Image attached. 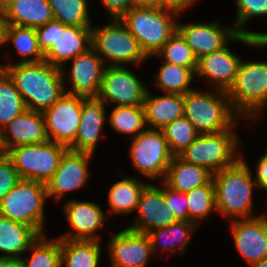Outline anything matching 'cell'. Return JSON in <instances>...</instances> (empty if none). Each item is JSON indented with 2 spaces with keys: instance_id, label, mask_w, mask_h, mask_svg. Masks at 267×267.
<instances>
[{
  "instance_id": "25",
  "label": "cell",
  "mask_w": 267,
  "mask_h": 267,
  "mask_svg": "<svg viewBox=\"0 0 267 267\" xmlns=\"http://www.w3.org/2000/svg\"><path fill=\"white\" fill-rule=\"evenodd\" d=\"M38 237L32 227L0 215V258H22Z\"/></svg>"
},
{
  "instance_id": "32",
  "label": "cell",
  "mask_w": 267,
  "mask_h": 267,
  "mask_svg": "<svg viewBox=\"0 0 267 267\" xmlns=\"http://www.w3.org/2000/svg\"><path fill=\"white\" fill-rule=\"evenodd\" d=\"M26 109L14 81L0 68V132Z\"/></svg>"
},
{
  "instance_id": "44",
  "label": "cell",
  "mask_w": 267,
  "mask_h": 267,
  "mask_svg": "<svg viewBox=\"0 0 267 267\" xmlns=\"http://www.w3.org/2000/svg\"><path fill=\"white\" fill-rule=\"evenodd\" d=\"M255 172L258 187L267 190V151L257 161Z\"/></svg>"
},
{
  "instance_id": "6",
  "label": "cell",
  "mask_w": 267,
  "mask_h": 267,
  "mask_svg": "<svg viewBox=\"0 0 267 267\" xmlns=\"http://www.w3.org/2000/svg\"><path fill=\"white\" fill-rule=\"evenodd\" d=\"M226 93L241 118L259 119L267 105V62L242 59L234 83Z\"/></svg>"
},
{
  "instance_id": "7",
  "label": "cell",
  "mask_w": 267,
  "mask_h": 267,
  "mask_svg": "<svg viewBox=\"0 0 267 267\" xmlns=\"http://www.w3.org/2000/svg\"><path fill=\"white\" fill-rule=\"evenodd\" d=\"M235 125L218 133L198 134L196 139L178 157L203 167L212 174L235 165L241 158Z\"/></svg>"
},
{
  "instance_id": "37",
  "label": "cell",
  "mask_w": 267,
  "mask_h": 267,
  "mask_svg": "<svg viewBox=\"0 0 267 267\" xmlns=\"http://www.w3.org/2000/svg\"><path fill=\"white\" fill-rule=\"evenodd\" d=\"M185 194L188 204L189 222H194L199 226V222L203 218L206 219L210 212L217 211L213 180Z\"/></svg>"
},
{
  "instance_id": "21",
  "label": "cell",
  "mask_w": 267,
  "mask_h": 267,
  "mask_svg": "<svg viewBox=\"0 0 267 267\" xmlns=\"http://www.w3.org/2000/svg\"><path fill=\"white\" fill-rule=\"evenodd\" d=\"M49 140L42 112L26 109L1 131L5 153L19 145L40 144Z\"/></svg>"
},
{
  "instance_id": "34",
  "label": "cell",
  "mask_w": 267,
  "mask_h": 267,
  "mask_svg": "<svg viewBox=\"0 0 267 267\" xmlns=\"http://www.w3.org/2000/svg\"><path fill=\"white\" fill-rule=\"evenodd\" d=\"M30 258H20L23 267H61V239L46 238V234L39 237L30 245Z\"/></svg>"
},
{
  "instance_id": "1",
  "label": "cell",
  "mask_w": 267,
  "mask_h": 267,
  "mask_svg": "<svg viewBox=\"0 0 267 267\" xmlns=\"http://www.w3.org/2000/svg\"><path fill=\"white\" fill-rule=\"evenodd\" d=\"M0 68L14 81L29 110L43 112L65 93V74H68L65 68L46 61L26 64L10 62L8 65L0 64Z\"/></svg>"
},
{
  "instance_id": "14",
  "label": "cell",
  "mask_w": 267,
  "mask_h": 267,
  "mask_svg": "<svg viewBox=\"0 0 267 267\" xmlns=\"http://www.w3.org/2000/svg\"><path fill=\"white\" fill-rule=\"evenodd\" d=\"M88 99L64 93L50 108L42 112L49 140L67 147L75 140L82 106Z\"/></svg>"
},
{
  "instance_id": "48",
  "label": "cell",
  "mask_w": 267,
  "mask_h": 267,
  "mask_svg": "<svg viewBox=\"0 0 267 267\" xmlns=\"http://www.w3.org/2000/svg\"><path fill=\"white\" fill-rule=\"evenodd\" d=\"M172 6L185 11L187 8L192 6L197 0H167Z\"/></svg>"
},
{
  "instance_id": "15",
  "label": "cell",
  "mask_w": 267,
  "mask_h": 267,
  "mask_svg": "<svg viewBox=\"0 0 267 267\" xmlns=\"http://www.w3.org/2000/svg\"><path fill=\"white\" fill-rule=\"evenodd\" d=\"M91 157L92 153L67 149L58 169L45 184L47 197L60 201L66 192L83 188L90 173L88 166Z\"/></svg>"
},
{
  "instance_id": "31",
  "label": "cell",
  "mask_w": 267,
  "mask_h": 267,
  "mask_svg": "<svg viewBox=\"0 0 267 267\" xmlns=\"http://www.w3.org/2000/svg\"><path fill=\"white\" fill-rule=\"evenodd\" d=\"M195 73L189 68L168 62H163L158 70L156 77V85L165 93L184 95L190 88Z\"/></svg>"
},
{
  "instance_id": "10",
  "label": "cell",
  "mask_w": 267,
  "mask_h": 267,
  "mask_svg": "<svg viewBox=\"0 0 267 267\" xmlns=\"http://www.w3.org/2000/svg\"><path fill=\"white\" fill-rule=\"evenodd\" d=\"M67 146L48 140L40 144L19 145L10 148L9 156L20 178L47 183L58 169Z\"/></svg>"
},
{
  "instance_id": "13",
  "label": "cell",
  "mask_w": 267,
  "mask_h": 267,
  "mask_svg": "<svg viewBox=\"0 0 267 267\" xmlns=\"http://www.w3.org/2000/svg\"><path fill=\"white\" fill-rule=\"evenodd\" d=\"M148 88L145 83L124 65L106 66L96 99L116 106L143 105Z\"/></svg>"
},
{
  "instance_id": "51",
  "label": "cell",
  "mask_w": 267,
  "mask_h": 267,
  "mask_svg": "<svg viewBox=\"0 0 267 267\" xmlns=\"http://www.w3.org/2000/svg\"><path fill=\"white\" fill-rule=\"evenodd\" d=\"M250 267H267V258L257 262V263H254V264H251L249 265Z\"/></svg>"
},
{
  "instance_id": "12",
  "label": "cell",
  "mask_w": 267,
  "mask_h": 267,
  "mask_svg": "<svg viewBox=\"0 0 267 267\" xmlns=\"http://www.w3.org/2000/svg\"><path fill=\"white\" fill-rule=\"evenodd\" d=\"M215 21L177 24V31L191 47L197 60L209 53L221 50L231 41L240 42L250 47L255 46L259 41L255 37L238 34L234 27H223L219 21Z\"/></svg>"
},
{
  "instance_id": "36",
  "label": "cell",
  "mask_w": 267,
  "mask_h": 267,
  "mask_svg": "<svg viewBox=\"0 0 267 267\" xmlns=\"http://www.w3.org/2000/svg\"><path fill=\"white\" fill-rule=\"evenodd\" d=\"M54 20L64 25L92 27L88 0H48Z\"/></svg>"
},
{
  "instance_id": "27",
  "label": "cell",
  "mask_w": 267,
  "mask_h": 267,
  "mask_svg": "<svg viewBox=\"0 0 267 267\" xmlns=\"http://www.w3.org/2000/svg\"><path fill=\"white\" fill-rule=\"evenodd\" d=\"M4 14L10 25L35 29L54 19L48 0H14Z\"/></svg>"
},
{
  "instance_id": "9",
  "label": "cell",
  "mask_w": 267,
  "mask_h": 267,
  "mask_svg": "<svg viewBox=\"0 0 267 267\" xmlns=\"http://www.w3.org/2000/svg\"><path fill=\"white\" fill-rule=\"evenodd\" d=\"M92 48L106 66L140 64L149 58L120 18H112L107 25L92 26Z\"/></svg>"
},
{
  "instance_id": "35",
  "label": "cell",
  "mask_w": 267,
  "mask_h": 267,
  "mask_svg": "<svg viewBox=\"0 0 267 267\" xmlns=\"http://www.w3.org/2000/svg\"><path fill=\"white\" fill-rule=\"evenodd\" d=\"M109 125L118 133L138 136L147 127L143 105L115 106L108 117Z\"/></svg>"
},
{
  "instance_id": "23",
  "label": "cell",
  "mask_w": 267,
  "mask_h": 267,
  "mask_svg": "<svg viewBox=\"0 0 267 267\" xmlns=\"http://www.w3.org/2000/svg\"><path fill=\"white\" fill-rule=\"evenodd\" d=\"M105 103L96 98H89L82 106L80 124L75 140L68 146L73 151L94 153L108 120Z\"/></svg>"
},
{
  "instance_id": "50",
  "label": "cell",
  "mask_w": 267,
  "mask_h": 267,
  "mask_svg": "<svg viewBox=\"0 0 267 267\" xmlns=\"http://www.w3.org/2000/svg\"><path fill=\"white\" fill-rule=\"evenodd\" d=\"M14 0H0V12L4 13Z\"/></svg>"
},
{
  "instance_id": "19",
  "label": "cell",
  "mask_w": 267,
  "mask_h": 267,
  "mask_svg": "<svg viewBox=\"0 0 267 267\" xmlns=\"http://www.w3.org/2000/svg\"><path fill=\"white\" fill-rule=\"evenodd\" d=\"M137 219L127 228L147 233L177 221L173 211L167 206L164 188L148 184L141 192L137 207Z\"/></svg>"
},
{
  "instance_id": "18",
  "label": "cell",
  "mask_w": 267,
  "mask_h": 267,
  "mask_svg": "<svg viewBox=\"0 0 267 267\" xmlns=\"http://www.w3.org/2000/svg\"><path fill=\"white\" fill-rule=\"evenodd\" d=\"M63 212L72 232L59 237L63 240H99L98 229L104 226L107 216L102 208L90 201L69 200L63 205ZM98 234V235H97Z\"/></svg>"
},
{
  "instance_id": "8",
  "label": "cell",
  "mask_w": 267,
  "mask_h": 267,
  "mask_svg": "<svg viewBox=\"0 0 267 267\" xmlns=\"http://www.w3.org/2000/svg\"><path fill=\"white\" fill-rule=\"evenodd\" d=\"M45 183L20 179L0 201V215L29 227L44 235V204L47 199Z\"/></svg>"
},
{
  "instance_id": "39",
  "label": "cell",
  "mask_w": 267,
  "mask_h": 267,
  "mask_svg": "<svg viewBox=\"0 0 267 267\" xmlns=\"http://www.w3.org/2000/svg\"><path fill=\"white\" fill-rule=\"evenodd\" d=\"M162 131L173 156L180 155L199 134L185 116L166 125Z\"/></svg>"
},
{
  "instance_id": "52",
  "label": "cell",
  "mask_w": 267,
  "mask_h": 267,
  "mask_svg": "<svg viewBox=\"0 0 267 267\" xmlns=\"http://www.w3.org/2000/svg\"><path fill=\"white\" fill-rule=\"evenodd\" d=\"M5 153L3 147H2V143H1V132H0V155Z\"/></svg>"
},
{
  "instance_id": "43",
  "label": "cell",
  "mask_w": 267,
  "mask_h": 267,
  "mask_svg": "<svg viewBox=\"0 0 267 267\" xmlns=\"http://www.w3.org/2000/svg\"><path fill=\"white\" fill-rule=\"evenodd\" d=\"M101 3L109 12L111 19L120 18L130 8L134 6V0H101Z\"/></svg>"
},
{
  "instance_id": "49",
  "label": "cell",
  "mask_w": 267,
  "mask_h": 267,
  "mask_svg": "<svg viewBox=\"0 0 267 267\" xmlns=\"http://www.w3.org/2000/svg\"><path fill=\"white\" fill-rule=\"evenodd\" d=\"M255 47H267V33H262V36L259 38V41L257 44L254 46Z\"/></svg>"
},
{
  "instance_id": "41",
  "label": "cell",
  "mask_w": 267,
  "mask_h": 267,
  "mask_svg": "<svg viewBox=\"0 0 267 267\" xmlns=\"http://www.w3.org/2000/svg\"><path fill=\"white\" fill-rule=\"evenodd\" d=\"M164 198L167 206L173 211L177 220L189 221V212L186 194L169 188L163 181Z\"/></svg>"
},
{
  "instance_id": "46",
  "label": "cell",
  "mask_w": 267,
  "mask_h": 267,
  "mask_svg": "<svg viewBox=\"0 0 267 267\" xmlns=\"http://www.w3.org/2000/svg\"><path fill=\"white\" fill-rule=\"evenodd\" d=\"M10 27V23L7 21L5 14L0 12V47L8 44V30Z\"/></svg>"
},
{
  "instance_id": "38",
  "label": "cell",
  "mask_w": 267,
  "mask_h": 267,
  "mask_svg": "<svg viewBox=\"0 0 267 267\" xmlns=\"http://www.w3.org/2000/svg\"><path fill=\"white\" fill-rule=\"evenodd\" d=\"M153 56L159 58L163 56V62L189 67L194 73L196 72L198 60L191 47L177 30Z\"/></svg>"
},
{
  "instance_id": "29",
  "label": "cell",
  "mask_w": 267,
  "mask_h": 267,
  "mask_svg": "<svg viewBox=\"0 0 267 267\" xmlns=\"http://www.w3.org/2000/svg\"><path fill=\"white\" fill-rule=\"evenodd\" d=\"M101 252L99 240L61 239V267H98Z\"/></svg>"
},
{
  "instance_id": "45",
  "label": "cell",
  "mask_w": 267,
  "mask_h": 267,
  "mask_svg": "<svg viewBox=\"0 0 267 267\" xmlns=\"http://www.w3.org/2000/svg\"><path fill=\"white\" fill-rule=\"evenodd\" d=\"M134 6L152 8L174 7L167 0H134Z\"/></svg>"
},
{
  "instance_id": "5",
  "label": "cell",
  "mask_w": 267,
  "mask_h": 267,
  "mask_svg": "<svg viewBox=\"0 0 267 267\" xmlns=\"http://www.w3.org/2000/svg\"><path fill=\"white\" fill-rule=\"evenodd\" d=\"M36 34L44 61L59 68L92 48V27L64 25L53 19L37 27Z\"/></svg>"
},
{
  "instance_id": "3",
  "label": "cell",
  "mask_w": 267,
  "mask_h": 267,
  "mask_svg": "<svg viewBox=\"0 0 267 267\" xmlns=\"http://www.w3.org/2000/svg\"><path fill=\"white\" fill-rule=\"evenodd\" d=\"M177 7H139L133 6L120 20L136 37L141 49L150 58L155 55L177 30L173 17L180 16Z\"/></svg>"
},
{
  "instance_id": "26",
  "label": "cell",
  "mask_w": 267,
  "mask_h": 267,
  "mask_svg": "<svg viewBox=\"0 0 267 267\" xmlns=\"http://www.w3.org/2000/svg\"><path fill=\"white\" fill-rule=\"evenodd\" d=\"M212 176L213 174L207 169L174 156L163 182L175 191L186 193L208 184L212 180Z\"/></svg>"
},
{
  "instance_id": "42",
  "label": "cell",
  "mask_w": 267,
  "mask_h": 267,
  "mask_svg": "<svg viewBox=\"0 0 267 267\" xmlns=\"http://www.w3.org/2000/svg\"><path fill=\"white\" fill-rule=\"evenodd\" d=\"M18 171L6 153L0 155V201L20 180Z\"/></svg>"
},
{
  "instance_id": "16",
  "label": "cell",
  "mask_w": 267,
  "mask_h": 267,
  "mask_svg": "<svg viewBox=\"0 0 267 267\" xmlns=\"http://www.w3.org/2000/svg\"><path fill=\"white\" fill-rule=\"evenodd\" d=\"M111 234L107 249L112 267H147L153 250L146 233L125 228Z\"/></svg>"
},
{
  "instance_id": "24",
  "label": "cell",
  "mask_w": 267,
  "mask_h": 267,
  "mask_svg": "<svg viewBox=\"0 0 267 267\" xmlns=\"http://www.w3.org/2000/svg\"><path fill=\"white\" fill-rule=\"evenodd\" d=\"M143 107L146 127L163 129L184 116V95L166 93L163 96H153L148 90Z\"/></svg>"
},
{
  "instance_id": "30",
  "label": "cell",
  "mask_w": 267,
  "mask_h": 267,
  "mask_svg": "<svg viewBox=\"0 0 267 267\" xmlns=\"http://www.w3.org/2000/svg\"><path fill=\"white\" fill-rule=\"evenodd\" d=\"M149 183L138 180L135 177L124 176L115 182L108 192V204L116 214H129L138 207L141 192Z\"/></svg>"
},
{
  "instance_id": "11",
  "label": "cell",
  "mask_w": 267,
  "mask_h": 267,
  "mask_svg": "<svg viewBox=\"0 0 267 267\" xmlns=\"http://www.w3.org/2000/svg\"><path fill=\"white\" fill-rule=\"evenodd\" d=\"M131 141L129 156L135 170L152 181H163L174 156L162 129L146 128Z\"/></svg>"
},
{
  "instance_id": "33",
  "label": "cell",
  "mask_w": 267,
  "mask_h": 267,
  "mask_svg": "<svg viewBox=\"0 0 267 267\" xmlns=\"http://www.w3.org/2000/svg\"><path fill=\"white\" fill-rule=\"evenodd\" d=\"M7 43H12L21 57L20 64L44 61V54L39 48L35 28L10 25Z\"/></svg>"
},
{
  "instance_id": "17",
  "label": "cell",
  "mask_w": 267,
  "mask_h": 267,
  "mask_svg": "<svg viewBox=\"0 0 267 267\" xmlns=\"http://www.w3.org/2000/svg\"><path fill=\"white\" fill-rule=\"evenodd\" d=\"M235 248L249 265L267 258V221L263 215L231 220Z\"/></svg>"
},
{
  "instance_id": "20",
  "label": "cell",
  "mask_w": 267,
  "mask_h": 267,
  "mask_svg": "<svg viewBox=\"0 0 267 267\" xmlns=\"http://www.w3.org/2000/svg\"><path fill=\"white\" fill-rule=\"evenodd\" d=\"M72 61L70 74H68L72 87L70 90L65 87V93L96 98L106 67L103 59L91 48Z\"/></svg>"
},
{
  "instance_id": "22",
  "label": "cell",
  "mask_w": 267,
  "mask_h": 267,
  "mask_svg": "<svg viewBox=\"0 0 267 267\" xmlns=\"http://www.w3.org/2000/svg\"><path fill=\"white\" fill-rule=\"evenodd\" d=\"M241 58L228 47L209 53L197 61L196 77H206L213 89L227 92L233 85Z\"/></svg>"
},
{
  "instance_id": "53",
  "label": "cell",
  "mask_w": 267,
  "mask_h": 267,
  "mask_svg": "<svg viewBox=\"0 0 267 267\" xmlns=\"http://www.w3.org/2000/svg\"><path fill=\"white\" fill-rule=\"evenodd\" d=\"M262 215L265 217V219H266V221H267V214L264 213V214H262Z\"/></svg>"
},
{
  "instance_id": "28",
  "label": "cell",
  "mask_w": 267,
  "mask_h": 267,
  "mask_svg": "<svg viewBox=\"0 0 267 267\" xmlns=\"http://www.w3.org/2000/svg\"><path fill=\"white\" fill-rule=\"evenodd\" d=\"M197 226L198 225L194 222L177 220L170 225L147 232L146 234L150 240L153 255L156 252L157 245H160V247L163 245L161 251L171 250L172 253L175 252L177 249L176 247H178L180 255L181 253L183 254L186 249L185 247H187L190 242L191 231Z\"/></svg>"
},
{
  "instance_id": "40",
  "label": "cell",
  "mask_w": 267,
  "mask_h": 267,
  "mask_svg": "<svg viewBox=\"0 0 267 267\" xmlns=\"http://www.w3.org/2000/svg\"><path fill=\"white\" fill-rule=\"evenodd\" d=\"M237 13L233 26L238 34H245L259 39L261 32H252L244 28L253 17L267 15V0H235Z\"/></svg>"
},
{
  "instance_id": "4",
  "label": "cell",
  "mask_w": 267,
  "mask_h": 267,
  "mask_svg": "<svg viewBox=\"0 0 267 267\" xmlns=\"http://www.w3.org/2000/svg\"><path fill=\"white\" fill-rule=\"evenodd\" d=\"M212 91L193 89L184 94V116L199 134L218 133L237 125L239 115L227 93L216 89Z\"/></svg>"
},
{
  "instance_id": "2",
  "label": "cell",
  "mask_w": 267,
  "mask_h": 267,
  "mask_svg": "<svg viewBox=\"0 0 267 267\" xmlns=\"http://www.w3.org/2000/svg\"><path fill=\"white\" fill-rule=\"evenodd\" d=\"M252 179V171L243 157L235 165L213 174L216 212L232 220L256 217L252 211L253 187L258 185Z\"/></svg>"
},
{
  "instance_id": "47",
  "label": "cell",
  "mask_w": 267,
  "mask_h": 267,
  "mask_svg": "<svg viewBox=\"0 0 267 267\" xmlns=\"http://www.w3.org/2000/svg\"><path fill=\"white\" fill-rule=\"evenodd\" d=\"M0 267H23V264L18 258H0Z\"/></svg>"
}]
</instances>
